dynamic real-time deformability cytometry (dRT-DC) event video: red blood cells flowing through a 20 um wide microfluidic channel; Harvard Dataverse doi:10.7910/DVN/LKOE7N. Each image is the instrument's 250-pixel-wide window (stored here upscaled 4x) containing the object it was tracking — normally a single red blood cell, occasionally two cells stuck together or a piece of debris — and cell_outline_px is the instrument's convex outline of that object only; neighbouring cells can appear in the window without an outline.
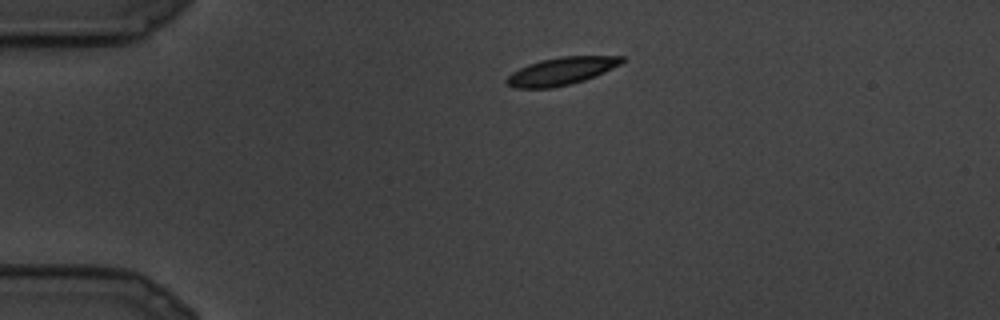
{"species": "common noctule bat (a hibernating species)", "species_latin": "Nyctalus noctula", "temperature_condition": "cold", "stored_images_in_passage": 5, "camera_frame_rate_fps": 3000, "um_per_image_px": 0.085, "animal": {"sex": "male", "body_mass_g": 19.5, "forearm_length_mm": 54.6}, "frame": {"image": 1, "passage_image": 1, "time_ms": 0.0, "image_size_px": [1000, 320], "cell_outline_px": [[624, 60], [620, 64], [604, 72], [584, 80], [552, 88], [512, 88], [504, 80], [512, 72], [528, 64], [540, 60], [560, 56], [624, 56]], "centroid_in_image_um": [47.68, 6.04], "position_along_channel_um": 37.3, "area_um2": 18.44}}
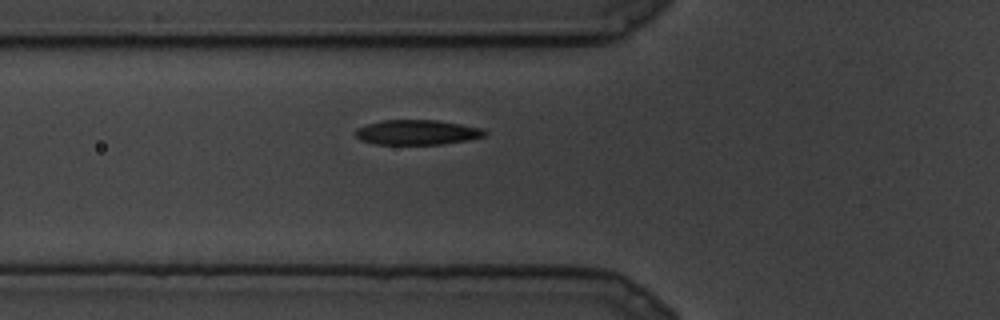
{"frame": {"image": 2, "passage_image": 5, "time_ms": 1.333, "image_size_px": [1000, 320], "cell_outline_px": [[488, 132], [484, 136], [468, 140], [444, 144], [376, 144], [360, 140], [356, 136], [356, 128], [368, 124], [384, 120], [436, 120], [460, 124], [480, 128]], "centroid_in_image_um": [35.45, 11.25], "position_along_channel_um": 90.3, "area_um2": 18.61}}